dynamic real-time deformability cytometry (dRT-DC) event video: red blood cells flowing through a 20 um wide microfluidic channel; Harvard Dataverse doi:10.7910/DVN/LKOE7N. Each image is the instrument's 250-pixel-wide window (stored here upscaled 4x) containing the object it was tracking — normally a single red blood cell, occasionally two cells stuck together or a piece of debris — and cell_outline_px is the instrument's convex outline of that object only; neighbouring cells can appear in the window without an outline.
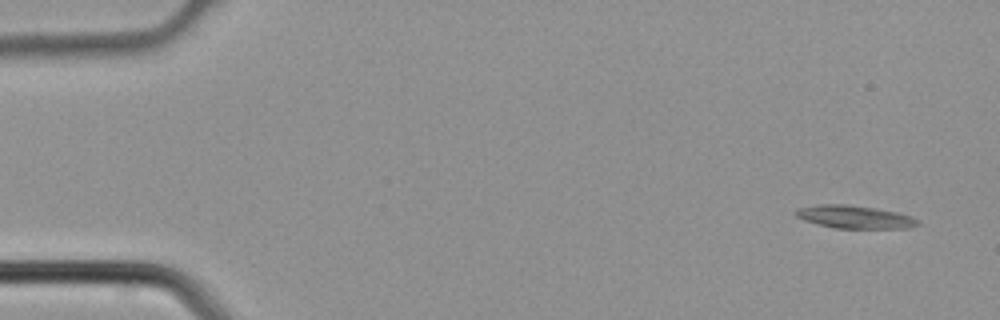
{"species": "common noctule bat (a hibernating species)", "species_latin": "Nyctalus noctula", "temperature_condition": "cold", "stored_images_in_passage": 3, "camera_frame_rate_fps": 3000, "um_per_image_px": 0.085, "animal": {"sex": "male", "body_mass_g": 21.5, "forearm_length_mm": 52.0}, "frame": {"image": 1, "passage_image": 1, "time_ms": 0.0, "image_size_px": [1000, 320], "cell_outline_px": [[920, 224], [908, 228], [836, 228], [804, 220], [796, 216], [792, 212], [796, 208], [820, 204], [848, 204], [876, 208], [900, 212], [912, 216], [920, 220]], "centroid_in_image_um": [72.67, 18.42], "position_along_channel_um": 12.3, "area_um2": 16.47}}